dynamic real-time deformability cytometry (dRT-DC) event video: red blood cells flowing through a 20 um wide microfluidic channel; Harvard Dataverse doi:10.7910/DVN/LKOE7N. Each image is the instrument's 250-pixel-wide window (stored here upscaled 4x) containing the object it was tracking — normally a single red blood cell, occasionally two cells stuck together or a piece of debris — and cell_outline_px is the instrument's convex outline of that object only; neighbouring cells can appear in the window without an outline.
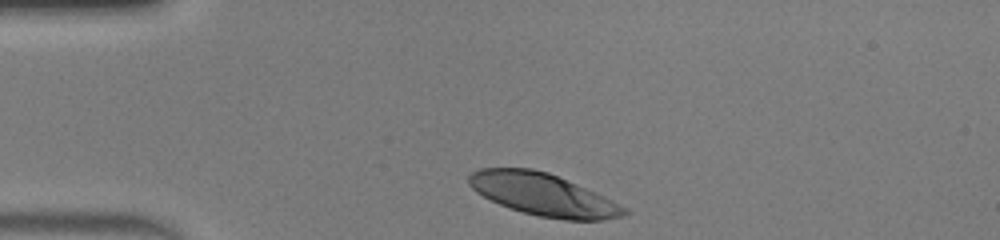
{"species": "human", "species_latin": "Homo sapiens", "temperature_condition": "warm", "stored_images_in_passage": 30, "camera_frame_rate_fps": 3000, "um_per_image_px": 0.085, "donor": {"sex": "male"}, "frame": {"image": 1, "passage_image": 1, "time_ms": 0.0, "image_size_px": [1000, 240], "cell_outline_px": [[628, 212], [624, 216], [604, 220], [564, 220], [540, 216], [508, 208], [476, 192], [468, 184], [468, 176], [472, 172], [480, 168], [532, 168], [548, 172], [604, 196], [628, 208]], "centroid_in_image_um": [46.17, 16.54], "position_along_channel_um": 38.8, "area_um2": 38.09}}
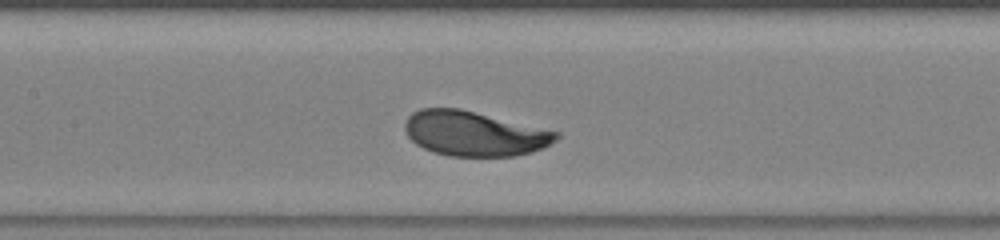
{"frame": {"image": 2, "passage_image": 13, "time_ms": 4.0, "image_size_px": [1000, 240], "cell_outline_px": [[560, 136], [556, 140], [544, 148], [532, 152], [516, 156], [448, 156], [432, 152], [416, 144], [408, 136], [404, 128], [404, 124], [408, 116], [412, 112], [420, 108], [460, 108], [560, 132]], "centroid_in_image_um": [40.31, 11.35], "position_along_channel_um": 167.1, "area_um2": 39.71}}
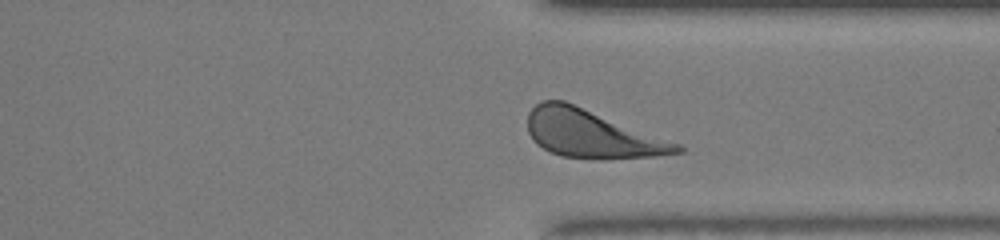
{"frame": {"image": 3, "passage_image": 27, "time_ms": 8.667, "image_size_px": [1000, 240], "cell_outline_px": [[684, 152], [652, 156], [604, 160], [596, 160], [560, 156], [536, 144], [532, 140], [528, 132], [528, 112], [540, 100], [564, 100], [680, 144], [684, 148]], "centroid_in_image_um": [50.27, 11.39], "position_along_channel_um": 361.1, "area_um2": 41.79}, "authors_computed_cell_mechanics": {"area_um2": 39.4485, "velocity_mm_per_s": 4.1665, "shape_relaxation_time_tau1_ms": 1.1784, "shape_relaxation_time_tau2_ms": null, "deformation_change_tau1": 0.1274, "deformation_change_tau2": null}}